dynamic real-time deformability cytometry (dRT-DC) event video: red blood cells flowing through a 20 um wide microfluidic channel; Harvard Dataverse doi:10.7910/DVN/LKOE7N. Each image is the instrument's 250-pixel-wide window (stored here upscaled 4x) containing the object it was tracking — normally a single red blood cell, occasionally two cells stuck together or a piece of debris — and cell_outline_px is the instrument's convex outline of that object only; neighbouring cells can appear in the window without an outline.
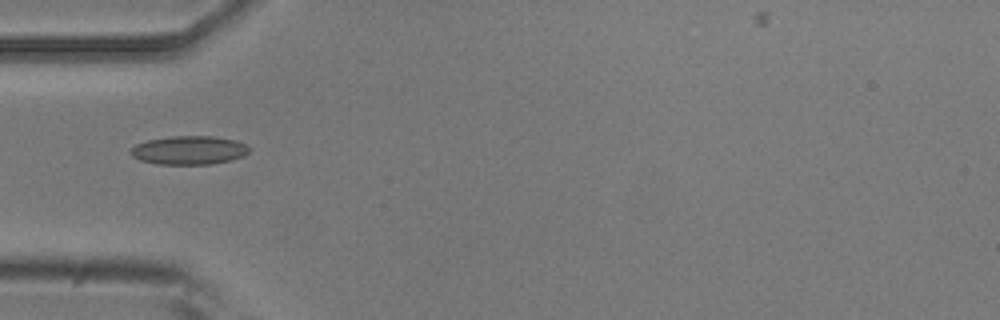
{"species": "common noctule bat (a hibernating species)", "species_latin": "Nyctalus noctula", "temperature_condition": "room temperature", "stored_images_in_passage": 2, "camera_frame_rate_fps": 3000, "um_per_image_px": 0.085, "animal": {"sex": "male", "body_mass_g": 20.5, "forearm_length_mm": 52.5}, "frame": {"image": 1, "passage_image": 1, "time_ms": 0.0, "image_size_px": [1000, 320], "cell_outline_px": [[252, 148], [244, 156], [232, 160], [212, 164], [156, 164], [140, 160], [132, 156], [128, 152], [136, 144], [148, 140], [172, 136], [216, 136], [236, 140]], "centroid_in_image_um": [16.09, 12.77], "position_along_channel_um": 68.9, "area_um2": 19.94}}
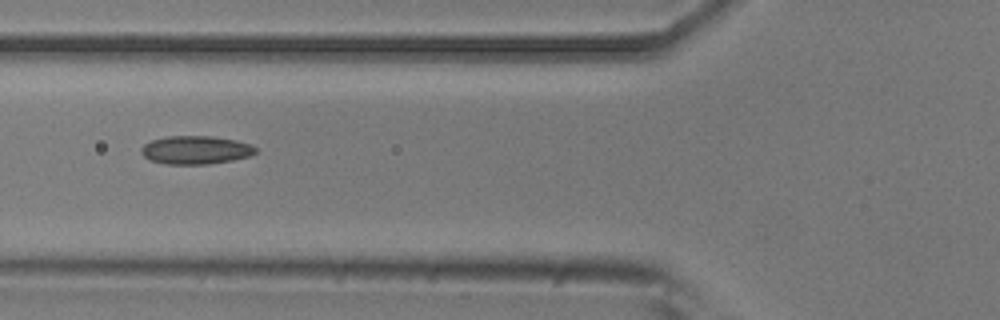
{"frame": {"image": 2, "passage_image": 2, "time_ms": 1.0, "image_size_px": [1000, 320], "cell_outline_px": [[256, 152], [248, 156], [232, 160], [208, 164], [168, 164], [148, 160], [140, 152], [140, 148], [144, 144], [152, 140], [168, 136], [212, 136], [236, 140], [248, 144], [256, 148]], "centroid_in_image_um": [16.58, 12.75], "position_along_channel_um": 109.2, "area_um2": 18.79}}